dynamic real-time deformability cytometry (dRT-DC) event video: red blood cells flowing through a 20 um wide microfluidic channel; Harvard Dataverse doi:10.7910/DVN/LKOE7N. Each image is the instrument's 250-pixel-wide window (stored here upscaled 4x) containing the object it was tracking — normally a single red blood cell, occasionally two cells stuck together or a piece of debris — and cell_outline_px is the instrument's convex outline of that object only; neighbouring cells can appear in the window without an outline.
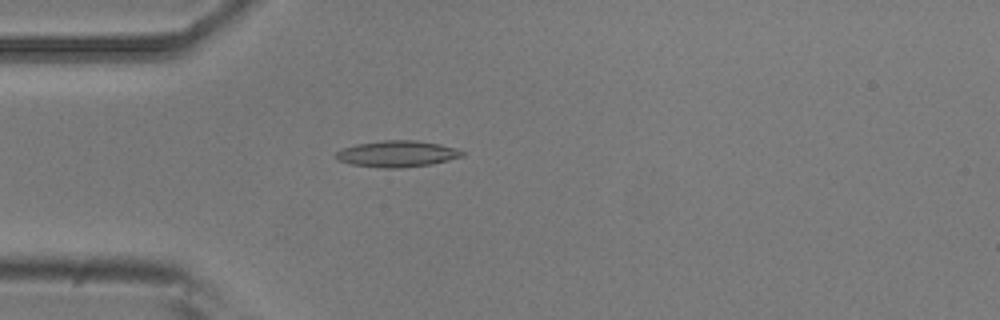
{"species": "common noctule bat (a hibernating species)", "species_latin": "Nyctalus noctula", "temperature_condition": "room temperature", "stored_images_in_passage": 4, "camera_frame_rate_fps": 3000, "um_per_image_px": 0.085, "animal": {"sex": "male", "body_mass_g": 20.5, "forearm_length_mm": 52.5}, "frame": {"image": 1, "passage_image": 4, "time_ms": 1.0, "image_size_px": [1000, 320], "cell_outline_px": [[464, 156], [448, 160], [428, 164], [400, 168], [384, 168], [352, 164], [336, 160], [336, 152], [344, 148], [356, 144], [380, 140], [416, 140], [440, 144], [456, 148], [464, 152]], "centroid_in_image_um": [33.75, 13.06], "position_along_channel_um": 51.2, "area_um2": 19.25}}